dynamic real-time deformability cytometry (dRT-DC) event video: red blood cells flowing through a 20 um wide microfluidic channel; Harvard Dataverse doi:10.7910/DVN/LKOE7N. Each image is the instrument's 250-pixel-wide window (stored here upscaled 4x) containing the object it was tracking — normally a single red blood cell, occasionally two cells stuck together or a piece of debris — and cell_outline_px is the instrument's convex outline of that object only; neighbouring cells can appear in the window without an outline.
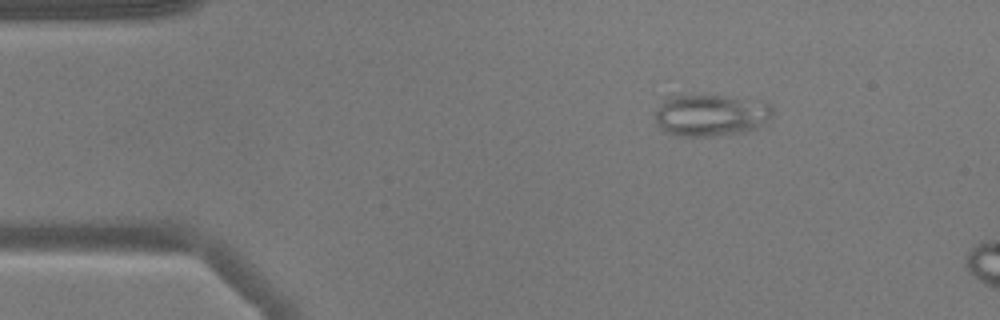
{"species": "common noctule bat (a hibernating species)", "species_latin": "Nyctalus noctula", "temperature_condition": "warm", "stored_images_in_passage": 12, "camera_frame_rate_fps": 3000, "um_per_image_px": 0.085, "animal": {"sex": "male", "body_mass_g": 17.9}, "frame": {"image": 1, "passage_image": 7, "time_ms": 2.0, "image_size_px": [1000, 320], "cell_outline_px": [[772, 116], [756, 128], [744, 132], [712, 136], [680, 136], [664, 132], [656, 124], [656, 112], [668, 92], [720, 96], [768, 104], [772, 108]], "centroid_in_image_um": [60.29, 9.77], "position_along_channel_um": 24.7, "area_um2": 28.78}}